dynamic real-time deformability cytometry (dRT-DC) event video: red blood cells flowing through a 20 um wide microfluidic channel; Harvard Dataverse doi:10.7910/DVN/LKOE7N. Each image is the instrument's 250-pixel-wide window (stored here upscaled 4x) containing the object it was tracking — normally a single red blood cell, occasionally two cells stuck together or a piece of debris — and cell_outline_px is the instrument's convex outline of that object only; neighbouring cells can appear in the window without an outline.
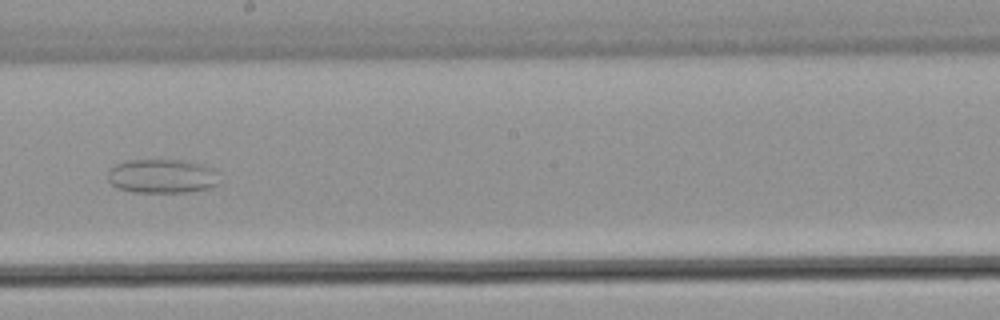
{"species": "common noctule bat (a hibernating species)", "species_latin": "Nyctalus noctula", "temperature_condition": "warm", "stored_images_in_passage": 36, "camera_frame_rate_fps": 3000, "um_per_image_px": 0.085, "animal": {"sex": "male", "body_mass_g": 21.5, "forearm_length_mm": 52.0}, "frame": {"image": 1, "passage_image": 20, "time_ms": 6.333, "image_size_px": [1000, 320], "cell_outline_px": [[220, 184], [208, 188], [188, 192], [132, 192], [116, 188], [108, 180], [108, 172], [116, 164], [128, 160], [184, 160], [200, 164], [212, 168]], "centroid_in_image_um": [13.75, 14.98], "position_along_channel_um": 234.4, "area_um2": 22.08}}
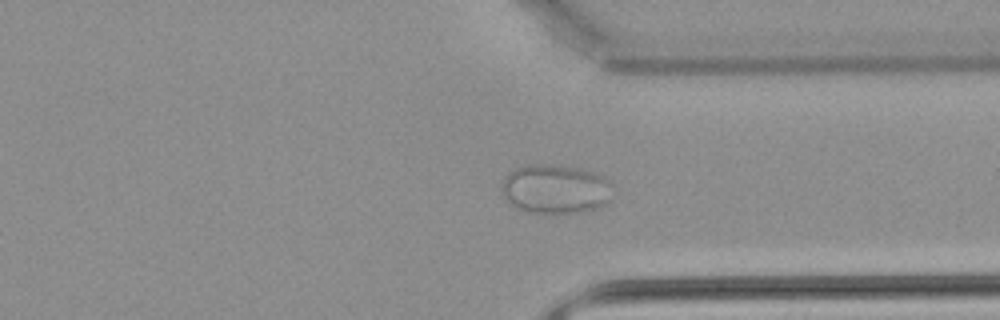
{"frame": {"image": 2, "passage_image": 27, "time_ms": 8.667, "image_size_px": [1000, 320], "cell_outline_px": [[612, 200], [608, 204], [596, 208], [580, 212], [556, 216], [528, 212], [516, 208], [508, 204], [504, 196], [504, 176], [508, 172], [516, 168], [532, 164], [544, 164], [580, 168], [604, 176], [612, 180]], "centroid_in_image_um": [47.26, 16.11], "position_along_channel_um": 364.1, "area_um2": 32.71}}